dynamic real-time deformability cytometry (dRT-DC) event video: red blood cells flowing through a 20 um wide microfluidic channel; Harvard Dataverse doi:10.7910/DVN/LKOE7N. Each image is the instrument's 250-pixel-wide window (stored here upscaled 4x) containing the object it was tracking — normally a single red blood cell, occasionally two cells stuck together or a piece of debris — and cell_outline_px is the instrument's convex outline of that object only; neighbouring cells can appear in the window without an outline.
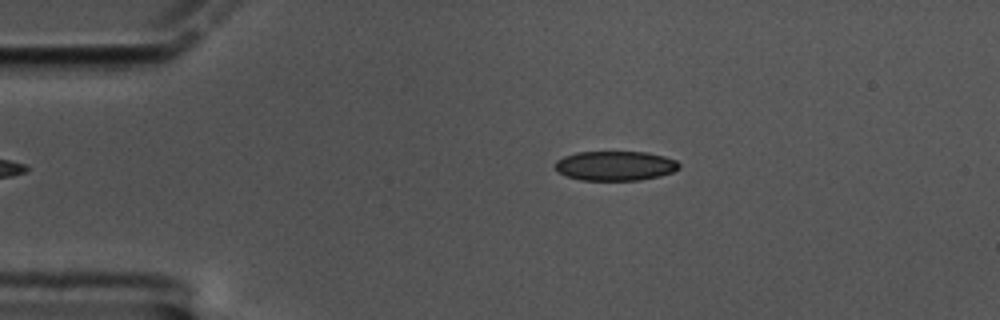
{"species": "common noctule bat (a hibernating species)", "species_latin": "Nyctalus noctula", "temperature_condition": "cold", "stored_images_in_passage": 48, "camera_frame_rate_fps": 3000, "um_per_image_px": 0.085, "animal": {"sex": "male", "body_mass_g": 17.5, "forearm_length_mm": 52.3}, "frame": {"image": 1, "passage_image": 1, "time_ms": 0.0, "image_size_px": [1000, 320], "cell_outline_px": [[680, 168], [672, 172], [660, 176], [640, 180], [580, 180], [568, 176], [560, 172], [552, 164], [556, 160], [564, 156], [576, 152], [648, 152], [664, 156], [676, 160], [680, 164]], "centroid_in_image_um": [52.3, 14.09], "position_along_channel_um": 32.7, "area_um2": 21.44}}
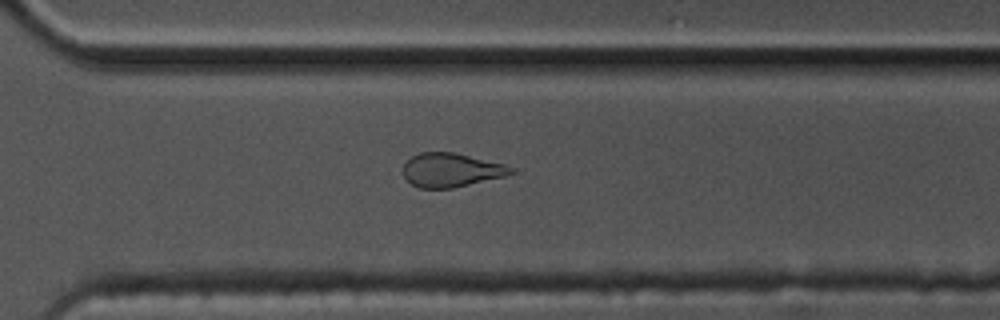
{"frame": {"image": 2, "passage_image": 31, "time_ms": 10.0, "image_size_px": [1000, 320], "cell_outline_px": [[516, 172], [508, 176], [452, 188], [420, 188], [412, 184], [404, 176], [404, 164], [412, 156], [420, 152], [456, 152], [504, 164], [512, 168]], "centroid_in_image_um": [38.38, 14.45], "position_along_channel_um": 332.2, "area_um2": 21.33}}
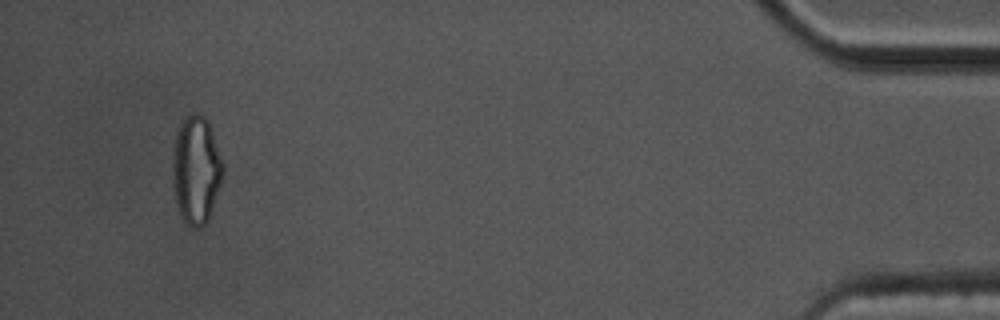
{"frame": {"image": 3, "passage_image": 45, "time_ms": 14.667, "image_size_px": [1000, 320], "cell_outline_px": [[224, 172], [208, 220], [200, 228], [192, 228], [184, 220], [176, 204], [172, 172], [172, 160], [176, 132], [180, 120], [184, 116], [192, 112], [196, 112], [204, 116], [208, 120], [224, 164]], "centroid_in_image_um": [16.66, 14.38], "position_along_channel_um": 418.5, "area_um2": 31.91}, "authors_computed_cell_mechanics": {"area_um2": 22.3686, "velocity_mm_per_s": 3.4217, "shape_relaxation_time_tau1_ms": null, "shape_relaxation_time_tau2_ms": 2.6003, "deformation_change_tau1": null, "deformation_change_tau2": 0.0798}}